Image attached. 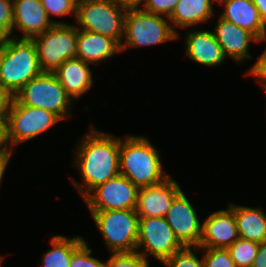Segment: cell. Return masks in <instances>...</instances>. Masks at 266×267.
<instances>
[{"mask_svg": "<svg viewBox=\"0 0 266 267\" xmlns=\"http://www.w3.org/2000/svg\"><path fill=\"white\" fill-rule=\"evenodd\" d=\"M89 132L75 146L73 167L79 170L83 186L75 179L72 183L84 199L98 185L120 174V137L97 130L93 123Z\"/></svg>", "mask_w": 266, "mask_h": 267, "instance_id": "6da1fadb", "label": "cell"}, {"mask_svg": "<svg viewBox=\"0 0 266 267\" xmlns=\"http://www.w3.org/2000/svg\"><path fill=\"white\" fill-rule=\"evenodd\" d=\"M161 154L145 136L127 135L120 138V174L127 177L138 189L163 182L166 174Z\"/></svg>", "mask_w": 266, "mask_h": 267, "instance_id": "7a4b0ae2", "label": "cell"}, {"mask_svg": "<svg viewBox=\"0 0 266 267\" xmlns=\"http://www.w3.org/2000/svg\"><path fill=\"white\" fill-rule=\"evenodd\" d=\"M42 72L32 39L13 35L0 40V83L13 95Z\"/></svg>", "mask_w": 266, "mask_h": 267, "instance_id": "3957f363", "label": "cell"}, {"mask_svg": "<svg viewBox=\"0 0 266 267\" xmlns=\"http://www.w3.org/2000/svg\"><path fill=\"white\" fill-rule=\"evenodd\" d=\"M126 11L116 0H78L75 26L114 39L120 45Z\"/></svg>", "mask_w": 266, "mask_h": 267, "instance_id": "277c9868", "label": "cell"}, {"mask_svg": "<svg viewBox=\"0 0 266 267\" xmlns=\"http://www.w3.org/2000/svg\"><path fill=\"white\" fill-rule=\"evenodd\" d=\"M14 98L20 104L50 111L61 120L70 118L69 113L74 105L72 98L53 72H42L29 80Z\"/></svg>", "mask_w": 266, "mask_h": 267, "instance_id": "5b68a950", "label": "cell"}, {"mask_svg": "<svg viewBox=\"0 0 266 267\" xmlns=\"http://www.w3.org/2000/svg\"><path fill=\"white\" fill-rule=\"evenodd\" d=\"M177 38L167 17L141 8L129 9L125 14L124 42H121L120 48L121 52H125L128 47L159 45Z\"/></svg>", "mask_w": 266, "mask_h": 267, "instance_id": "8992f818", "label": "cell"}, {"mask_svg": "<svg viewBox=\"0 0 266 267\" xmlns=\"http://www.w3.org/2000/svg\"><path fill=\"white\" fill-rule=\"evenodd\" d=\"M111 253L136 252L139 215L136 210L90 211Z\"/></svg>", "mask_w": 266, "mask_h": 267, "instance_id": "52a82bcc", "label": "cell"}, {"mask_svg": "<svg viewBox=\"0 0 266 267\" xmlns=\"http://www.w3.org/2000/svg\"><path fill=\"white\" fill-rule=\"evenodd\" d=\"M60 121L56 114L42 108L20 104L14 98L4 122L5 143L13 148L47 132Z\"/></svg>", "mask_w": 266, "mask_h": 267, "instance_id": "ba28073f", "label": "cell"}, {"mask_svg": "<svg viewBox=\"0 0 266 267\" xmlns=\"http://www.w3.org/2000/svg\"><path fill=\"white\" fill-rule=\"evenodd\" d=\"M32 41L43 72H53L64 61L76 58L77 27L74 24H54Z\"/></svg>", "mask_w": 266, "mask_h": 267, "instance_id": "9c48e42d", "label": "cell"}, {"mask_svg": "<svg viewBox=\"0 0 266 267\" xmlns=\"http://www.w3.org/2000/svg\"><path fill=\"white\" fill-rule=\"evenodd\" d=\"M182 247L164 217H139L136 252L144 258L152 255L161 262Z\"/></svg>", "mask_w": 266, "mask_h": 267, "instance_id": "30bf717a", "label": "cell"}, {"mask_svg": "<svg viewBox=\"0 0 266 267\" xmlns=\"http://www.w3.org/2000/svg\"><path fill=\"white\" fill-rule=\"evenodd\" d=\"M138 188L121 174L94 188L83 200L89 211L135 210Z\"/></svg>", "mask_w": 266, "mask_h": 267, "instance_id": "8fae6325", "label": "cell"}, {"mask_svg": "<svg viewBox=\"0 0 266 267\" xmlns=\"http://www.w3.org/2000/svg\"><path fill=\"white\" fill-rule=\"evenodd\" d=\"M164 218L183 246L199 247L202 223L184 192L181 191L174 198Z\"/></svg>", "mask_w": 266, "mask_h": 267, "instance_id": "7c38bea8", "label": "cell"}, {"mask_svg": "<svg viewBox=\"0 0 266 267\" xmlns=\"http://www.w3.org/2000/svg\"><path fill=\"white\" fill-rule=\"evenodd\" d=\"M180 186L169 176L157 185L139 188L136 213L139 217H164L174 198L182 191Z\"/></svg>", "mask_w": 266, "mask_h": 267, "instance_id": "4fadbf2b", "label": "cell"}, {"mask_svg": "<svg viewBox=\"0 0 266 267\" xmlns=\"http://www.w3.org/2000/svg\"><path fill=\"white\" fill-rule=\"evenodd\" d=\"M239 238L234 211L225 210L211 213L202 223L199 248L227 249Z\"/></svg>", "mask_w": 266, "mask_h": 267, "instance_id": "5bb4252c", "label": "cell"}, {"mask_svg": "<svg viewBox=\"0 0 266 267\" xmlns=\"http://www.w3.org/2000/svg\"><path fill=\"white\" fill-rule=\"evenodd\" d=\"M215 29L212 31L225 58L229 57L241 64L251 59L249 52L251 42H257V38L249 31L226 21L219 16Z\"/></svg>", "mask_w": 266, "mask_h": 267, "instance_id": "9a60e30c", "label": "cell"}, {"mask_svg": "<svg viewBox=\"0 0 266 267\" xmlns=\"http://www.w3.org/2000/svg\"><path fill=\"white\" fill-rule=\"evenodd\" d=\"M53 25L40 0H13L12 33L17 28L21 39H32Z\"/></svg>", "mask_w": 266, "mask_h": 267, "instance_id": "2e32d148", "label": "cell"}, {"mask_svg": "<svg viewBox=\"0 0 266 267\" xmlns=\"http://www.w3.org/2000/svg\"><path fill=\"white\" fill-rule=\"evenodd\" d=\"M218 4L224 7L221 18L252 33L257 38L256 43L266 41V24L253 0H220Z\"/></svg>", "mask_w": 266, "mask_h": 267, "instance_id": "e0dca14e", "label": "cell"}, {"mask_svg": "<svg viewBox=\"0 0 266 267\" xmlns=\"http://www.w3.org/2000/svg\"><path fill=\"white\" fill-rule=\"evenodd\" d=\"M185 36V55L193 62L213 68L226 59L211 30L191 29Z\"/></svg>", "mask_w": 266, "mask_h": 267, "instance_id": "ac0fdd59", "label": "cell"}, {"mask_svg": "<svg viewBox=\"0 0 266 267\" xmlns=\"http://www.w3.org/2000/svg\"><path fill=\"white\" fill-rule=\"evenodd\" d=\"M91 64L74 58L64 61L53 73L72 98L79 99L93 88Z\"/></svg>", "mask_w": 266, "mask_h": 267, "instance_id": "d6986e66", "label": "cell"}, {"mask_svg": "<svg viewBox=\"0 0 266 267\" xmlns=\"http://www.w3.org/2000/svg\"><path fill=\"white\" fill-rule=\"evenodd\" d=\"M121 52L120 45L109 37L99 33L77 29L76 58L91 65H99Z\"/></svg>", "mask_w": 266, "mask_h": 267, "instance_id": "ffe728a7", "label": "cell"}, {"mask_svg": "<svg viewBox=\"0 0 266 267\" xmlns=\"http://www.w3.org/2000/svg\"><path fill=\"white\" fill-rule=\"evenodd\" d=\"M212 1L215 2V0H179L168 18L172 30L178 35V38L177 28H185L186 30L193 25L206 23L215 16Z\"/></svg>", "mask_w": 266, "mask_h": 267, "instance_id": "44dd1931", "label": "cell"}, {"mask_svg": "<svg viewBox=\"0 0 266 267\" xmlns=\"http://www.w3.org/2000/svg\"><path fill=\"white\" fill-rule=\"evenodd\" d=\"M234 211L240 238L262 243L266 240V213L260 207L229 204Z\"/></svg>", "mask_w": 266, "mask_h": 267, "instance_id": "7402d4cb", "label": "cell"}, {"mask_svg": "<svg viewBox=\"0 0 266 267\" xmlns=\"http://www.w3.org/2000/svg\"><path fill=\"white\" fill-rule=\"evenodd\" d=\"M82 236L72 238L55 235L51 239L50 250L42 254L41 267H70L73 251L84 241Z\"/></svg>", "mask_w": 266, "mask_h": 267, "instance_id": "603a6c76", "label": "cell"}, {"mask_svg": "<svg viewBox=\"0 0 266 267\" xmlns=\"http://www.w3.org/2000/svg\"><path fill=\"white\" fill-rule=\"evenodd\" d=\"M259 244L239 237L227 250L237 267H252Z\"/></svg>", "mask_w": 266, "mask_h": 267, "instance_id": "cb8c5ba5", "label": "cell"}, {"mask_svg": "<svg viewBox=\"0 0 266 267\" xmlns=\"http://www.w3.org/2000/svg\"><path fill=\"white\" fill-rule=\"evenodd\" d=\"M195 252L200 253L199 247L183 246L161 263L166 267H205L203 257L199 259Z\"/></svg>", "mask_w": 266, "mask_h": 267, "instance_id": "d4e9b609", "label": "cell"}, {"mask_svg": "<svg viewBox=\"0 0 266 267\" xmlns=\"http://www.w3.org/2000/svg\"><path fill=\"white\" fill-rule=\"evenodd\" d=\"M41 4L46 10L49 19L54 24H70L63 21L52 20L50 16H76L77 2L78 0H40Z\"/></svg>", "mask_w": 266, "mask_h": 267, "instance_id": "484cf974", "label": "cell"}, {"mask_svg": "<svg viewBox=\"0 0 266 267\" xmlns=\"http://www.w3.org/2000/svg\"><path fill=\"white\" fill-rule=\"evenodd\" d=\"M205 267H237L227 249L199 248Z\"/></svg>", "mask_w": 266, "mask_h": 267, "instance_id": "4316f807", "label": "cell"}, {"mask_svg": "<svg viewBox=\"0 0 266 267\" xmlns=\"http://www.w3.org/2000/svg\"><path fill=\"white\" fill-rule=\"evenodd\" d=\"M149 260L138 252L111 253L106 260V267H150Z\"/></svg>", "mask_w": 266, "mask_h": 267, "instance_id": "83f0119b", "label": "cell"}, {"mask_svg": "<svg viewBox=\"0 0 266 267\" xmlns=\"http://www.w3.org/2000/svg\"><path fill=\"white\" fill-rule=\"evenodd\" d=\"M92 250L89 248L87 241H83L71 256L70 267H106V260L92 257Z\"/></svg>", "mask_w": 266, "mask_h": 267, "instance_id": "f1b7e54d", "label": "cell"}, {"mask_svg": "<svg viewBox=\"0 0 266 267\" xmlns=\"http://www.w3.org/2000/svg\"><path fill=\"white\" fill-rule=\"evenodd\" d=\"M13 0H0V40L12 37Z\"/></svg>", "mask_w": 266, "mask_h": 267, "instance_id": "f546056e", "label": "cell"}, {"mask_svg": "<svg viewBox=\"0 0 266 267\" xmlns=\"http://www.w3.org/2000/svg\"><path fill=\"white\" fill-rule=\"evenodd\" d=\"M179 0H146L143 10L169 18Z\"/></svg>", "mask_w": 266, "mask_h": 267, "instance_id": "4dcf8cb0", "label": "cell"}, {"mask_svg": "<svg viewBox=\"0 0 266 267\" xmlns=\"http://www.w3.org/2000/svg\"><path fill=\"white\" fill-rule=\"evenodd\" d=\"M253 66L248 69L245 73L247 76L255 77L256 81L261 85L262 89L266 92V48L264 51L257 57Z\"/></svg>", "mask_w": 266, "mask_h": 267, "instance_id": "1f68e13d", "label": "cell"}, {"mask_svg": "<svg viewBox=\"0 0 266 267\" xmlns=\"http://www.w3.org/2000/svg\"><path fill=\"white\" fill-rule=\"evenodd\" d=\"M14 95L0 83V120L5 121L11 107Z\"/></svg>", "mask_w": 266, "mask_h": 267, "instance_id": "d6a6232c", "label": "cell"}, {"mask_svg": "<svg viewBox=\"0 0 266 267\" xmlns=\"http://www.w3.org/2000/svg\"><path fill=\"white\" fill-rule=\"evenodd\" d=\"M13 153L10 149H0V185L2 183V178L5 173L8 163L12 157Z\"/></svg>", "mask_w": 266, "mask_h": 267, "instance_id": "836d02e7", "label": "cell"}, {"mask_svg": "<svg viewBox=\"0 0 266 267\" xmlns=\"http://www.w3.org/2000/svg\"><path fill=\"white\" fill-rule=\"evenodd\" d=\"M252 267H266V240L259 244V250Z\"/></svg>", "mask_w": 266, "mask_h": 267, "instance_id": "e575fe53", "label": "cell"}, {"mask_svg": "<svg viewBox=\"0 0 266 267\" xmlns=\"http://www.w3.org/2000/svg\"><path fill=\"white\" fill-rule=\"evenodd\" d=\"M117 3L124 9H140L144 6L146 0H116Z\"/></svg>", "mask_w": 266, "mask_h": 267, "instance_id": "d590c367", "label": "cell"}, {"mask_svg": "<svg viewBox=\"0 0 266 267\" xmlns=\"http://www.w3.org/2000/svg\"><path fill=\"white\" fill-rule=\"evenodd\" d=\"M254 5L259 11V15L266 24V0H253Z\"/></svg>", "mask_w": 266, "mask_h": 267, "instance_id": "8d00e7d4", "label": "cell"}, {"mask_svg": "<svg viewBox=\"0 0 266 267\" xmlns=\"http://www.w3.org/2000/svg\"><path fill=\"white\" fill-rule=\"evenodd\" d=\"M4 122L0 120V149H10L5 143Z\"/></svg>", "mask_w": 266, "mask_h": 267, "instance_id": "74e56055", "label": "cell"}, {"mask_svg": "<svg viewBox=\"0 0 266 267\" xmlns=\"http://www.w3.org/2000/svg\"><path fill=\"white\" fill-rule=\"evenodd\" d=\"M4 256L0 255V267H3Z\"/></svg>", "mask_w": 266, "mask_h": 267, "instance_id": "f35d334b", "label": "cell"}]
</instances>
